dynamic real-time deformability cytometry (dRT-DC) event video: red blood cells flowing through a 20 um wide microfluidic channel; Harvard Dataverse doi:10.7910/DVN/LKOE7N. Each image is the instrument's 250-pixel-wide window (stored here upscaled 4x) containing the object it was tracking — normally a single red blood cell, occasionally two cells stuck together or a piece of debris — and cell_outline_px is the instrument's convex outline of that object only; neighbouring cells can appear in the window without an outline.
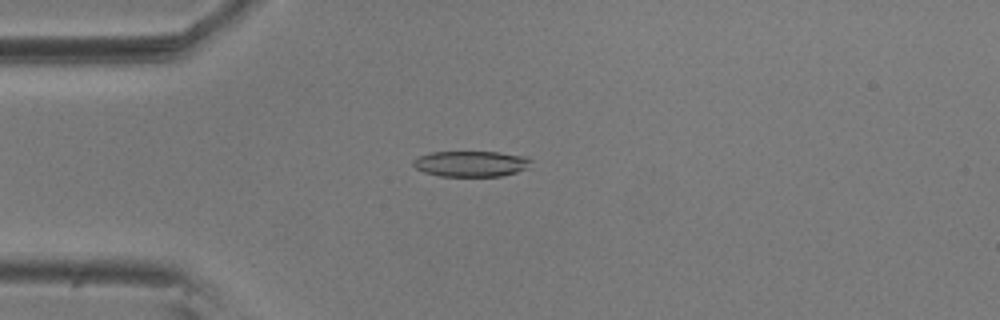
{"species": "common noctule bat (a hibernating species)", "species_latin": "Nyctalus noctula", "temperature_condition": "room temperature", "stored_images_in_passage": 56, "camera_frame_rate_fps": 3000, "um_per_image_px": 0.085, "animal": {"sex": "male", "body_mass_g": 20.5, "forearm_length_mm": 52.5}, "frame": {"image": 1, "passage_image": 14, "time_ms": 4.333, "image_size_px": [1000, 320], "cell_outline_px": [[532, 160], [528, 168], [516, 172], [500, 176], [440, 176], [424, 172], [416, 168], [412, 164], [412, 160], [420, 156], [432, 152], [496, 152], [524, 156]], "centroid_in_image_um": [40.03, 13.92], "position_along_channel_um": 45.0, "area_um2": 17.57}}
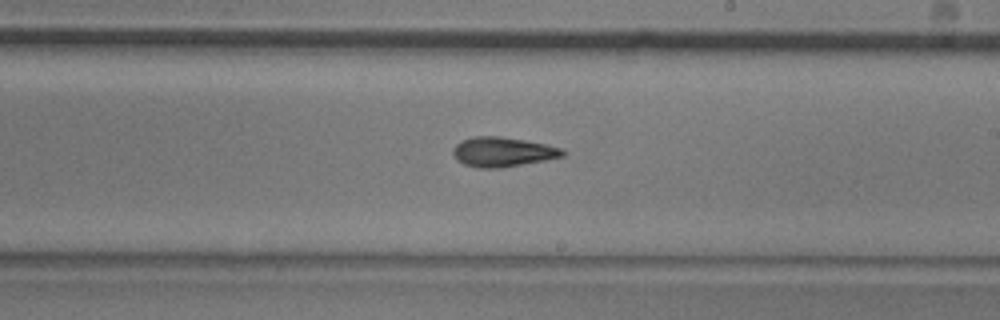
{"frame": {"image": 2, "passage_image": 32, "time_ms": 10.333, "image_size_px": [1000, 320], "cell_outline_px": [[564, 156], [544, 160], [500, 168], [476, 168], [464, 164], [456, 160], [452, 152], [452, 148], [460, 140], [472, 136], [500, 136], [524, 140], [544, 144], [560, 148], [564, 152]], "centroid_in_image_um": [42.64, 12.91], "position_along_channel_um": 246.4, "area_um2": 18.9}}
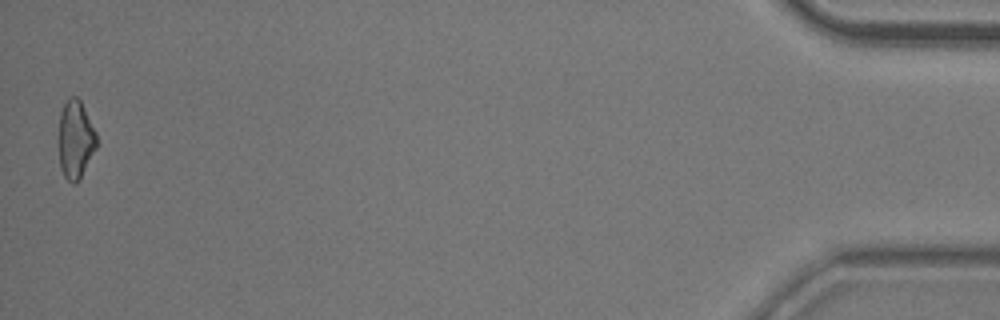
{"frame": {"image": 3, "passage_image": 55, "time_ms": 18.0, "image_size_px": [1000, 320], "cell_outline_px": [[96, 148], [76, 184], [72, 184], [64, 176], [60, 168], [56, 136], [60, 112], [64, 104], [72, 96], [76, 96], [80, 100], [96, 132]], "centroid_in_image_um": [6.36, 11.86], "position_along_channel_um": 428.8, "area_um2": 17.57}, "authors_computed_cell_mechanics": {"area_um2": 18.2359, "velocity_mm_per_s": 3.6209, "shape_relaxation_time_tau1_ms": 7.5185, "shape_relaxation_time_tau2_ms": 9.852, "deformation_change_tau1": 0.1899, "deformation_change_tau2": 0.2004}}